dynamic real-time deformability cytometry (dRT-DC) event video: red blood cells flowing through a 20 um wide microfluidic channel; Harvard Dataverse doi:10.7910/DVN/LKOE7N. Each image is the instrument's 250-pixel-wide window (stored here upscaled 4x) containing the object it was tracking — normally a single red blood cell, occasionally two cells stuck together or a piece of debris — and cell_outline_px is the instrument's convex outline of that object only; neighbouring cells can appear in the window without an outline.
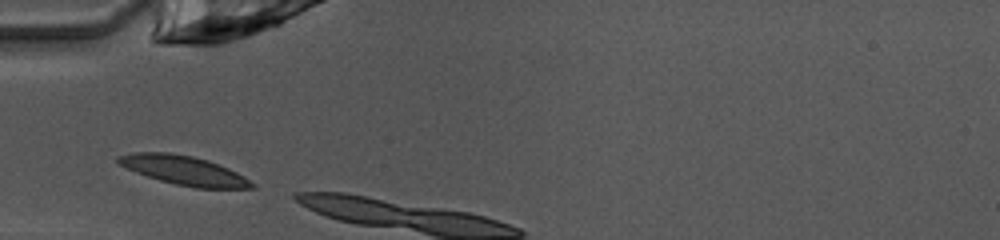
{"species": "common noctule bat (a hibernating species)", "species_latin": "Nyctalus noctula", "temperature_condition": "warm", "stored_images_in_passage": 3, "camera_frame_rate_fps": 3000, "um_per_image_px": 0.085, "animal": {"sex": "female", "body_mass_g": 10.0, "forearm_length_mm": 53.1}, "frame": {"image": 1, "passage_image": 1, "time_ms": 0.0, "image_size_px": [1000, 240], "cell_outline_px": [[256, 188], [196, 188], [176, 184], [160, 180], [136, 172], [120, 164], [116, 160], [116, 156], [132, 152], [168, 152], [192, 156], [208, 160], [228, 168], [244, 176], [256, 184]], "centroid_in_image_um": [15.65, 14.47], "position_along_channel_um": 69.4, "area_um2": 22.54}}